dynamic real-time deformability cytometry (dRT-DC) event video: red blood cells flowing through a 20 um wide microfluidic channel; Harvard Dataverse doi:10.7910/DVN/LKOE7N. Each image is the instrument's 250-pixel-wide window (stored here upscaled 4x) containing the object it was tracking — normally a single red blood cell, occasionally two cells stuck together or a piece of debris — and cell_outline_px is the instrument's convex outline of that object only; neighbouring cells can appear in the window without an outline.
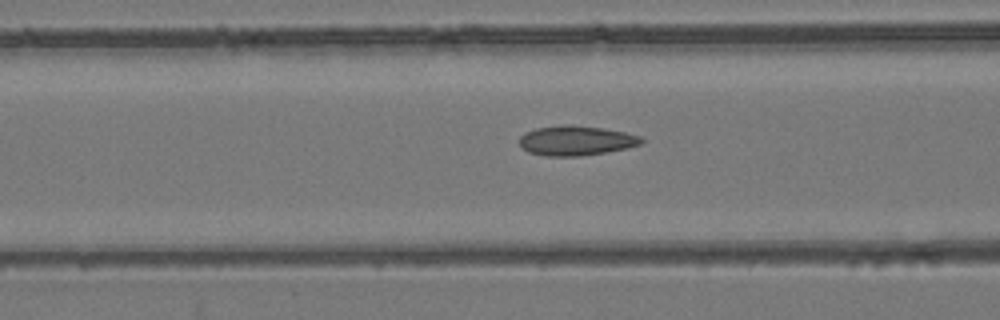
{"species": "common noctule bat (a hibernating species)", "species_latin": "Nyctalus noctula", "temperature_condition": "room temperature", "stored_images_in_passage": 40, "camera_frame_rate_fps": 3000, "um_per_image_px": 0.085, "animal": {"sex": "female", "body_mass_g": 24.6, "forearm_length_mm": 56.2}, "frame": {"image": 1, "passage_image": 7, "time_ms": 2.0, "image_size_px": [1000, 320], "cell_outline_px": [[644, 140], [640, 144], [628, 148], [580, 156], [544, 156], [528, 152], [520, 144], [520, 136], [524, 132], [536, 128], [564, 124], [572, 124], [604, 128], [624, 132], [640, 136]], "centroid_in_image_um": [48.95, 11.94], "position_along_channel_um": 117.7, "area_um2": 21.21}}
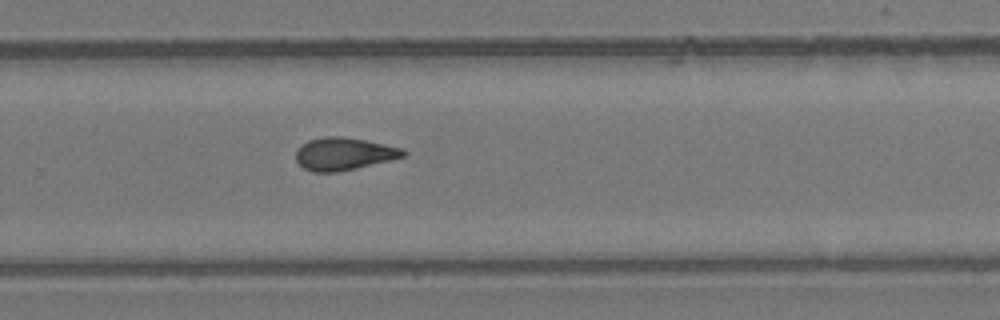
{"frame": {"image": 2, "passage_image": 21, "time_ms": 6.667, "image_size_px": [1000, 320], "cell_outline_px": [[408, 152], [404, 156], [356, 168], [336, 172], [312, 172], [304, 168], [296, 160], [296, 152], [308, 140], [324, 136], [340, 136], [364, 140], [404, 148]], "centroid_in_image_um": [29.23, 13.07], "position_along_channel_um": 300.6, "area_um2": 20.11}}
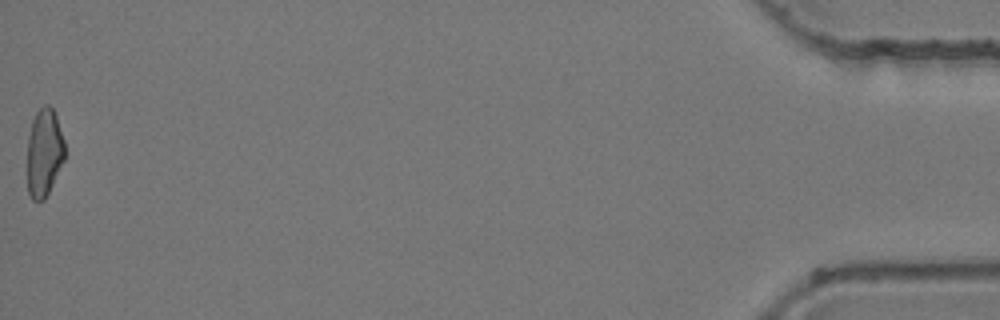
{"frame": {"image": 3, "passage_image": 39, "time_ms": 12.667, "image_size_px": [1000, 320], "cell_outline_px": [[64, 160], [44, 200], [32, 200], [28, 192], [28, 136], [32, 120], [36, 112], [44, 104], [48, 104], [52, 108], [56, 116], [64, 140]], "centroid_in_image_um": [3.75, 12.94], "position_along_channel_um": 431.5, "area_um2": 19.02}, "authors_computed_cell_mechanics": {"area_um2": 19.9699, "velocity_mm_per_s": 3.9265, "shape_relaxation_time_tau1_ms": null, "shape_relaxation_time_tau2_ms": 3.8063, "deformation_change_tau1": null, "deformation_change_tau2": 0.098}}